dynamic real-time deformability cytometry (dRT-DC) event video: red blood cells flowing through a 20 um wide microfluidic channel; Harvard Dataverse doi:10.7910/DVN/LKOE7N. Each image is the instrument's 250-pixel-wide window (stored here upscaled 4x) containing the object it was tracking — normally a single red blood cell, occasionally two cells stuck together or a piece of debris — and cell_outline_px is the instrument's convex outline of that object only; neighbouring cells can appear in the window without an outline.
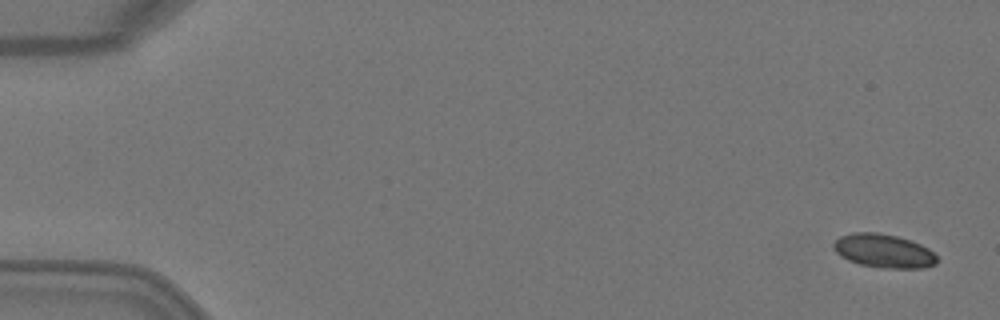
{"species": "Egyptian fruit bat (a non-hibernating species)", "species_latin": "Rousettus aegyptiacus", "temperature_condition": "warm", "stored_images_in_passage": 5, "segment_of_instrument_passage": [1, 2], "camera_frame_rate_fps": 3000, "um_per_image_px": 0.085, "animal": {"sex": "female"}, "frame": {"image": 1, "passage_image": 1, "time_ms": 0.0, "image_size_px": [1000, 320], "cell_outline_px": [[936, 264], [924, 268], [884, 268], [860, 264], [848, 260], [840, 256], [836, 252], [832, 244], [840, 236], [852, 232], [876, 232], [896, 236], [920, 244], [928, 248], [936, 256]], "centroid_in_image_um": [75.09, 21.33], "position_along_channel_um": 9.9, "area_um2": 20.17}}